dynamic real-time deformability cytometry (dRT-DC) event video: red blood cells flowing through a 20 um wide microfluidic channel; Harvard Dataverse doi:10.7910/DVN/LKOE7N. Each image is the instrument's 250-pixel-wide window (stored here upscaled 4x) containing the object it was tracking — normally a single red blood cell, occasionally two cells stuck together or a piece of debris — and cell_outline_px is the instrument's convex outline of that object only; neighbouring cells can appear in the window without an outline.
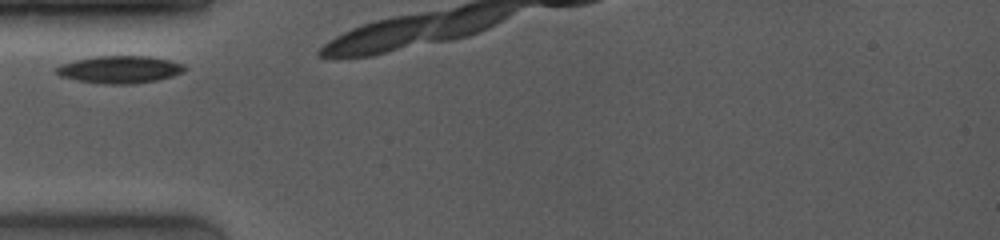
{"species": "common noctule bat (a hibernating species)", "species_latin": "Nyctalus noctula", "temperature_condition": "room temperature", "stored_images_in_passage": 3, "camera_frame_rate_fps": 4000, "um_per_image_px": 0.085, "animal": {"sex": "female", "body_mass_g": 19.0, "forearm_length_mm": 53.3}, "frame": {"image": 1, "passage_image": 1, "time_ms": 0.0, "image_size_px": [1000, 240], "cell_outline_px": [[188, 68], [184, 72], [172, 76], [156, 80], [132, 84], [108, 84], [76, 80], [60, 76], [56, 72], [56, 68], [64, 64], [76, 60], [96, 56], [148, 56], [168, 60], [184, 64]], "centroid_in_image_um": [10.23, 5.91], "position_along_channel_um": 74.8, "area_um2": 20.29}}